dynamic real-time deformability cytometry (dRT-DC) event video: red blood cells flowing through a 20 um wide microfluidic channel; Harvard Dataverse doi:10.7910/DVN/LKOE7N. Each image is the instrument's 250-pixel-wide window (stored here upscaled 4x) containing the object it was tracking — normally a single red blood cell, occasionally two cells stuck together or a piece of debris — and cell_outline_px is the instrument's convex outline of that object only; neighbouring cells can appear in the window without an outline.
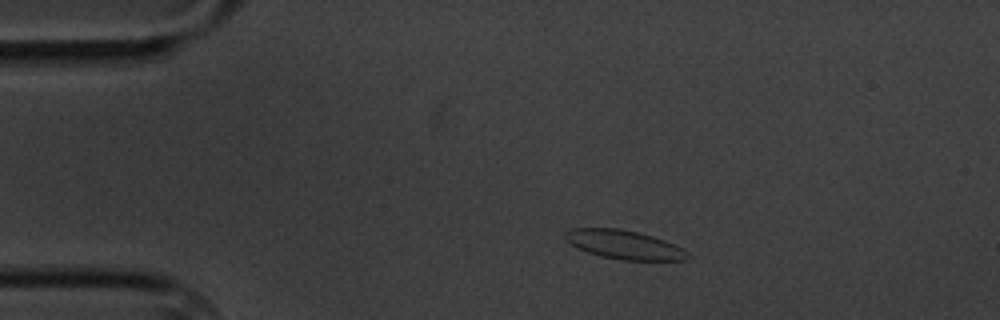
{"species": "common noctule bat (a hibernating species)", "species_latin": "Nyctalus noctula", "temperature_condition": "cold", "stored_images_in_passage": 4, "camera_frame_rate_fps": 3000, "um_per_image_px": 0.085, "animal": {"sex": "male", "body_mass_g": 20.1, "forearm_length_mm": 53.5}, "frame": {"image": 1, "passage_image": 1, "time_ms": 0.0, "image_size_px": [1000, 320], "cell_outline_px": [[692, 256], [688, 260], [620, 260], [600, 256], [588, 252], [572, 244], [564, 236], [564, 232], [572, 228], [620, 228], [652, 236], [664, 240], [688, 252]], "centroid_in_image_um": [53.07, 20.8], "position_along_channel_um": 31.9, "area_um2": 20.4}}
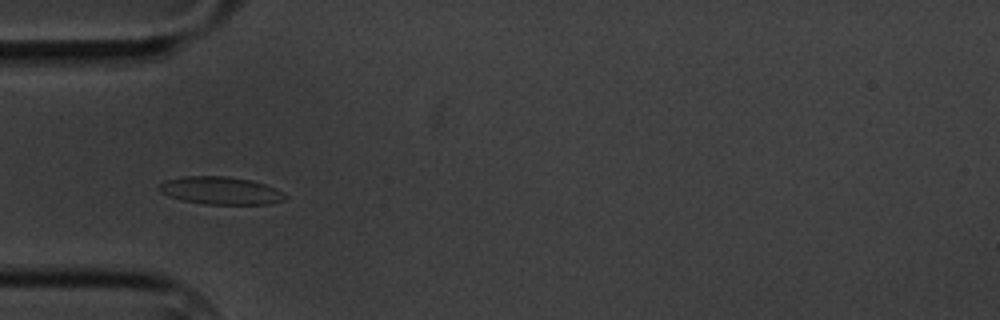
{"frame": {"image": 2, "passage_image": 3, "time_ms": 2.333, "image_size_px": [1000, 320], "cell_outline_px": [[288, 196], [284, 200], [272, 204], [204, 204], [180, 200], [168, 196], [160, 192], [156, 188], [156, 184], [164, 180], [184, 176], [228, 176], [252, 180], [276, 188]], "centroid_in_image_um": [18.7, 16.2], "position_along_channel_um": 66.3, "area_um2": 20.75}}
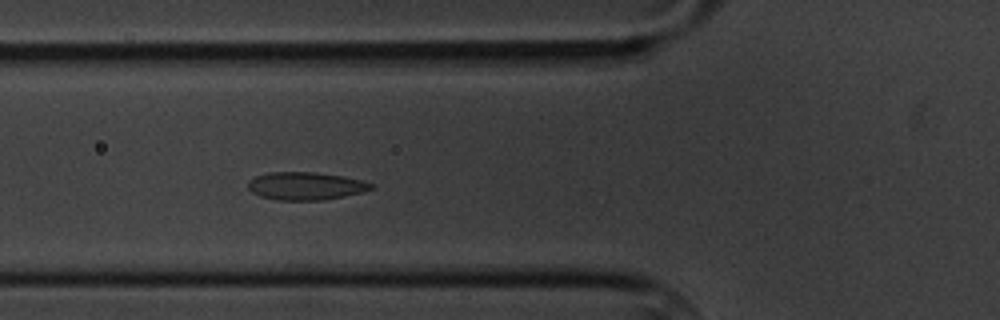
{"frame": {"image": 3, "passage_image": 4, "time_ms": 3.333, "image_size_px": [1000, 320], "cell_outline_px": [[376, 188], [344, 196], [324, 200], [276, 200], [260, 196], [252, 192], [248, 188], [248, 180], [256, 176], [268, 172], [316, 172], [344, 176], [376, 184]], "centroid_in_image_um": [25.99, 15.8], "position_along_channel_um": 99.8, "area_um2": 20.11}}